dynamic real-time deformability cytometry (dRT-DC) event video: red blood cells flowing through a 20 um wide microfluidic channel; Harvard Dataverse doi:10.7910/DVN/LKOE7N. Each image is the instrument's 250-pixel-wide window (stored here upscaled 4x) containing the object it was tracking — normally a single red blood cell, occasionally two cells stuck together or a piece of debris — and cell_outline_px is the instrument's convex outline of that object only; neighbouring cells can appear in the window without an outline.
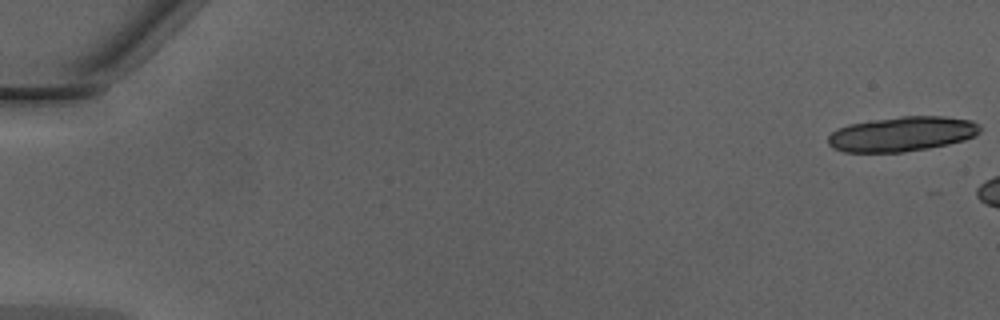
{"species": "Egyptian fruit bat (a non-hibernating species)", "species_latin": "Rousettus aegyptiacus", "temperature_condition": "warm", "stored_images_in_passage": 8, "camera_frame_rate_fps": 3000, "um_per_image_px": 0.085, "animal": {"sex": "male"}, "frame": {"image": 1, "passage_image": 1, "time_ms": 0.0, "image_size_px": [1000, 320], "cell_outline_px": [[980, 132], [964, 140], [948, 144], [928, 148], [904, 152], [844, 152], [832, 148], [828, 144], [828, 136], [836, 128], [848, 124], [872, 120], [900, 116], [944, 116], [972, 120], [980, 124]], "centroid_in_image_um": [76.65, 11.38], "position_along_channel_um": 8.4, "area_um2": 30.98}}